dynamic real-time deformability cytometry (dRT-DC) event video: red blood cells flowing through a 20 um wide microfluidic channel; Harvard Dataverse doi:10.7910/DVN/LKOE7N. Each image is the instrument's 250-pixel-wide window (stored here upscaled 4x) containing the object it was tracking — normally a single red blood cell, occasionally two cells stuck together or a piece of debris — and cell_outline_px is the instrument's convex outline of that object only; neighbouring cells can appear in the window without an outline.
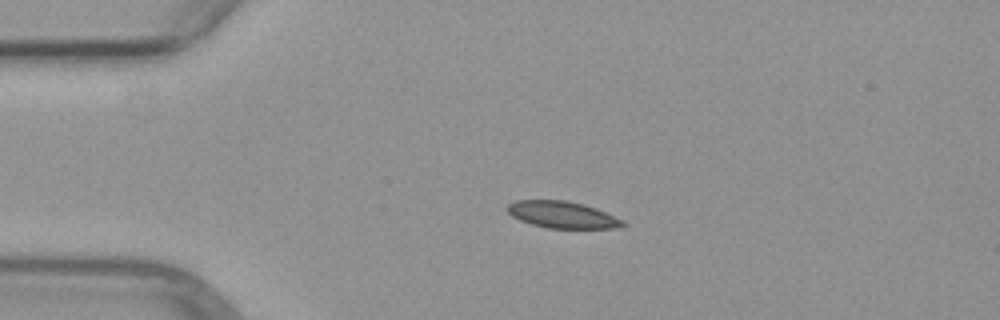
{"species": "common noctule bat (a hibernating species)", "species_latin": "Nyctalus noctula", "temperature_condition": "warm", "stored_images_in_passage": 3, "camera_frame_rate_fps": 3000, "um_per_image_px": 0.085, "animal": {"sex": "female", "body_mass_g": 29.2, "forearm_length_mm": 56.3}, "frame": {"image": 1, "passage_image": 2, "time_ms": 1.333, "image_size_px": [1000, 320], "cell_outline_px": [[628, 224], [620, 228], [548, 228], [532, 224], [520, 220], [512, 216], [504, 208], [508, 204], [516, 200], [568, 200], [584, 204], [596, 208], [624, 220]], "centroid_in_image_um": [47.81, 18.25], "position_along_channel_um": 37.2, "area_um2": 18.21}}